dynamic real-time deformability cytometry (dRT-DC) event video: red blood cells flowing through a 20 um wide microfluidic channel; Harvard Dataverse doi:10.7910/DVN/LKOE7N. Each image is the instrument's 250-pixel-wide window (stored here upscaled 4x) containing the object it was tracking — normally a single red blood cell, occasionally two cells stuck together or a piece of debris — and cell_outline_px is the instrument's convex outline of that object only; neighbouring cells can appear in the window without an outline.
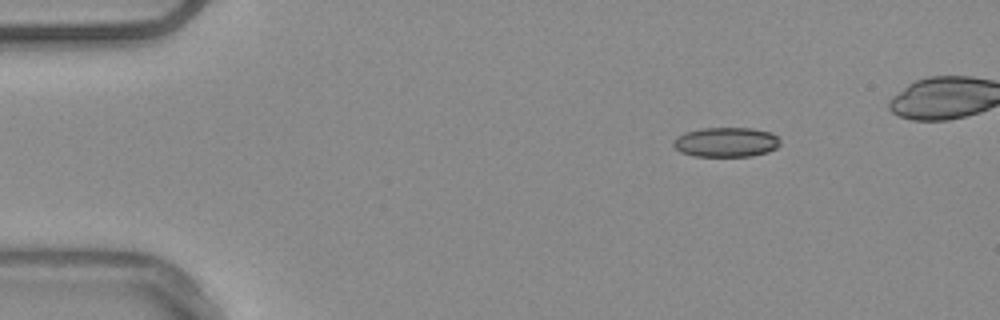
{"species": "common noctule bat (a hibernating species)", "species_latin": "Nyctalus noctula", "temperature_condition": "warm", "stored_images_in_passage": 43, "camera_frame_rate_fps": 3000, "um_per_image_px": 0.085, "animal": {"sex": "male", "body_mass_g": 20.4}, "frame": {"image": 1, "passage_image": 1, "time_ms": 0.0, "image_size_px": [1000, 320], "cell_outline_px": [[780, 144], [776, 148], [768, 152], [752, 156], [696, 156], [680, 152], [672, 144], [672, 140], [676, 136], [684, 132], [700, 128], [752, 128], [772, 132], [780, 140]], "centroid_in_image_um": [61.7, 12.07], "position_along_channel_um": 23.3, "area_um2": 18.67}}
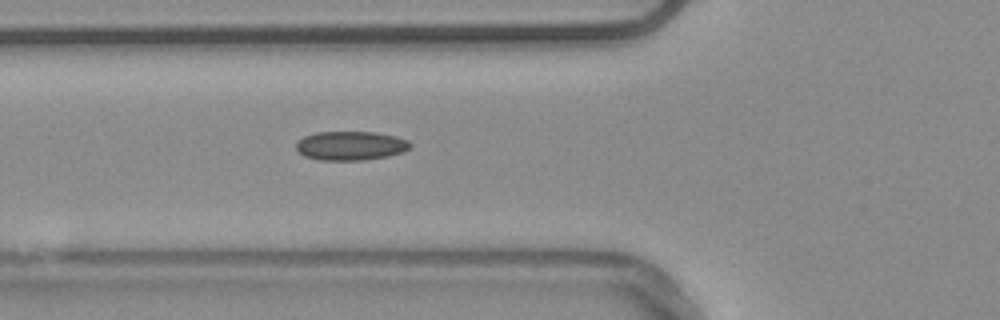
{"frame": {"image": 2, "passage_image": 13, "time_ms": 4.0, "image_size_px": [1000, 320], "cell_outline_px": [[412, 148], [404, 152], [388, 156], [364, 160], [320, 160], [304, 156], [296, 148], [296, 140], [304, 136], [316, 132], [376, 132], [396, 136], [408, 140], [412, 144]], "centroid_in_image_um": [29.83, 12.38], "position_along_channel_um": 96.0, "area_um2": 19.54}, "authors_computed_cell_mechanics": {"area_um2": 18.6694, "velocity_mm_per_s": 3.7906, "shape_relaxation_time_tau1_ms": null, "shape_relaxation_time_tau2_ms": 5.2325, "deformation_change_tau1": null, "deformation_change_tau2": 0.1098}}